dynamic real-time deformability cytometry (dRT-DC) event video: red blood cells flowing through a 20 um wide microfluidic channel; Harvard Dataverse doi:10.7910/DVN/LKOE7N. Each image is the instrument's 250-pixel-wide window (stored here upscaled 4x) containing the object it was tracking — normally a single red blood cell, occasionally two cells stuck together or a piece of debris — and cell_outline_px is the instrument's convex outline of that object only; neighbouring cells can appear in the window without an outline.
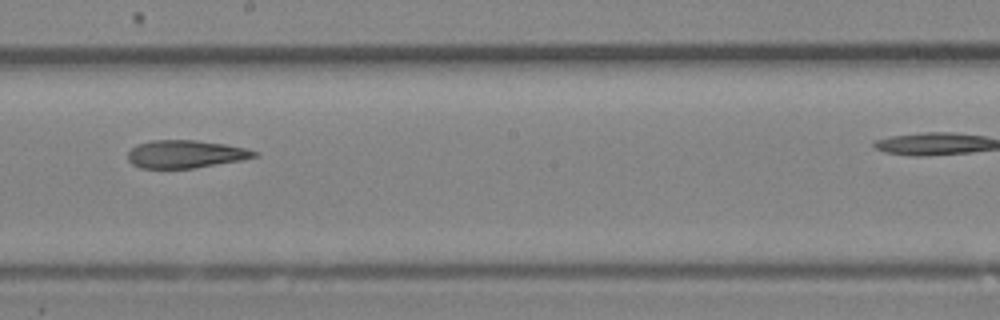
{"species": "Egyptian fruit bat (a non-hibernating species)", "species_latin": "Rousettus aegyptiacus", "temperature_condition": "room temperature", "stored_images_in_passage": 18, "camera_frame_rate_fps": 3000, "um_per_image_px": 0.085, "animal": {"sex": "female"}, "frame": {"image": 1, "passage_image": 11, "time_ms": 3.333, "image_size_px": [1000, 320], "cell_outline_px": [[260, 156], [240, 160], [196, 168], [140, 168], [132, 164], [128, 160], [128, 152], [136, 144], [152, 140], [196, 140], [224, 144], [244, 148], [260, 152]], "centroid_in_image_um": [15.77, 13.1], "position_along_channel_um": 232.4, "area_um2": 20.58}}
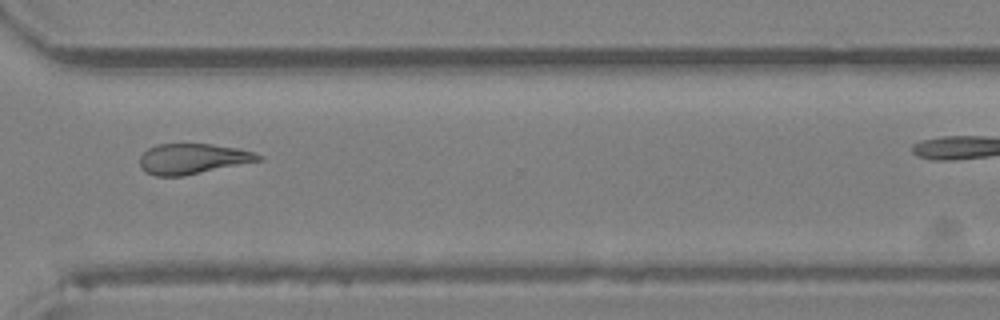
{"frame": {"image": 2, "passage_image": 16, "time_ms": 5.0, "image_size_px": [1000, 320], "cell_outline_px": [[264, 160], [184, 176], [156, 176], [144, 172], [140, 168], [140, 156], [148, 148], [156, 144], [212, 144], [240, 148], [256, 152], [264, 156]], "centroid_in_image_um": [16.42, 13.5], "position_along_channel_um": 354.2, "area_um2": 21.44}}